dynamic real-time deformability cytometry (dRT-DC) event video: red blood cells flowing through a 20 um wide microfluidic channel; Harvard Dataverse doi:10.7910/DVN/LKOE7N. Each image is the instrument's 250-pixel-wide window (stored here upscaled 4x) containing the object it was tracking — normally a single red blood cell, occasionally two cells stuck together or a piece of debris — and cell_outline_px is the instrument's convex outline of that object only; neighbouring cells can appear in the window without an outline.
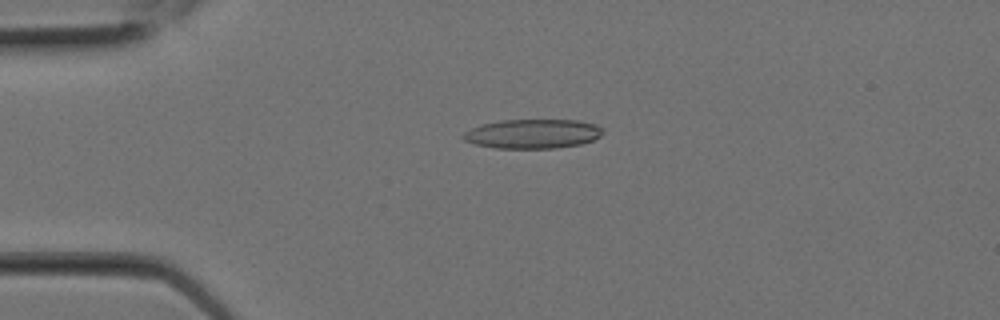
{"species": "Egyptian fruit bat (a non-hibernating species)", "species_latin": "Rousettus aegyptiacus", "temperature_condition": "room temperature", "stored_images_in_passage": 7, "camera_frame_rate_fps": 3000, "um_per_image_px": 0.085, "animal": {"sex": "female"}, "frame": {"image": 1, "passage_image": 3, "time_ms": 0.667, "image_size_px": [1000, 320], "cell_outline_px": [[604, 132], [600, 136], [592, 140], [580, 144], [556, 148], [496, 148], [476, 144], [464, 140], [460, 136], [464, 132], [472, 128], [484, 124], [500, 120], [576, 120], [596, 124], [604, 128]], "centroid_in_image_um": [45.3, 11.37], "position_along_channel_um": 39.7, "area_um2": 23.81}}
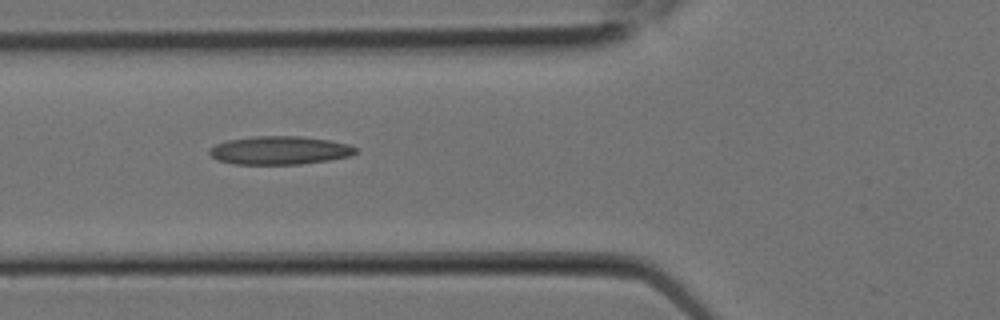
{"frame": {"image": 2, "passage_image": 6, "time_ms": 1.667, "image_size_px": [1000, 320], "cell_outline_px": [[356, 152], [348, 156], [328, 160], [300, 164], [232, 164], [216, 160], [208, 152], [208, 148], [216, 144], [228, 140], [252, 136], [300, 136], [328, 140], [348, 144], [356, 148]], "centroid_in_image_um": [23.71, 12.78], "position_along_channel_um": 102.1, "area_um2": 24.1}}
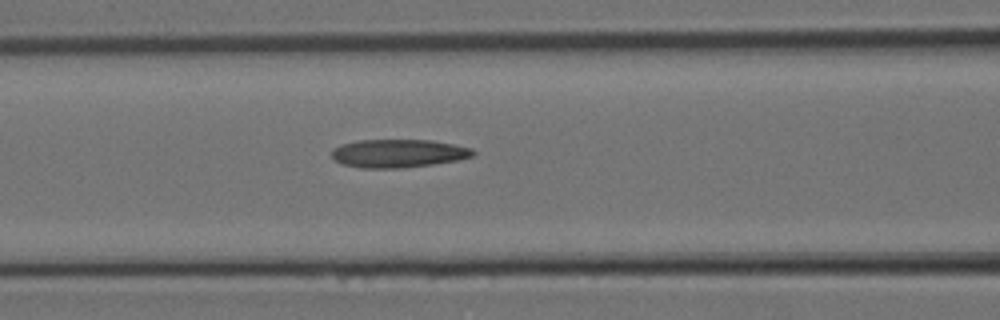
{"frame": {"image": 3, "passage_image": 7, "time_ms": 2.0, "image_size_px": [1000, 320], "cell_outline_px": [[476, 156], [460, 160], [404, 168], [364, 168], [344, 164], [336, 160], [332, 156], [332, 148], [340, 144], [360, 140], [428, 140], [452, 144], [472, 148], [476, 152]], "centroid_in_image_um": [33.89, 13.04], "position_along_channel_um": 132.7, "area_um2": 23.29}}